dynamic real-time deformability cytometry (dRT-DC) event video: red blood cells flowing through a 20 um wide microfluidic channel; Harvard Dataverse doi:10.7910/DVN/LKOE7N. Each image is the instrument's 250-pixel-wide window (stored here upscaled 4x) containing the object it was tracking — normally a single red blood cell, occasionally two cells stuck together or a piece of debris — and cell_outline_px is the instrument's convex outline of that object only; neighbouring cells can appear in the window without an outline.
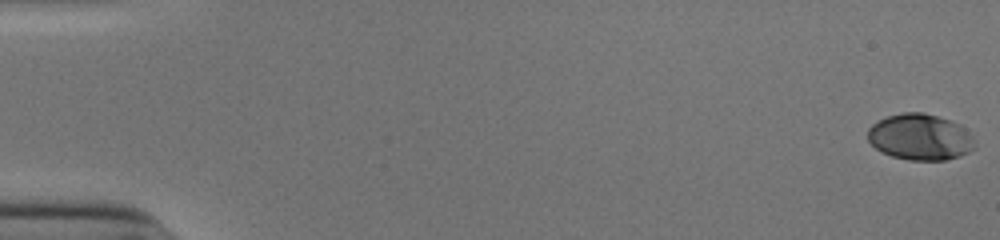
{"species": "human", "species_latin": "Homo sapiens", "temperature_condition": "cold", "stored_images_in_passage": 54, "camera_frame_rate_fps": 3000, "um_per_image_px": 0.085, "donor": {"sex": "male"}, "frame": {"image": 1, "passage_image": 1, "time_ms": 0.0, "image_size_px": [1000, 240], "cell_outline_px": [[976, 148], [960, 156], [944, 160], [912, 160], [892, 156], [876, 148], [868, 140], [868, 128], [872, 124], [888, 116], [900, 112], [924, 112], [952, 120], [960, 124], [972, 136]], "centroid_in_image_um": [78.23, 11.63], "position_along_channel_um": 6.8, "area_um2": 28.84}}
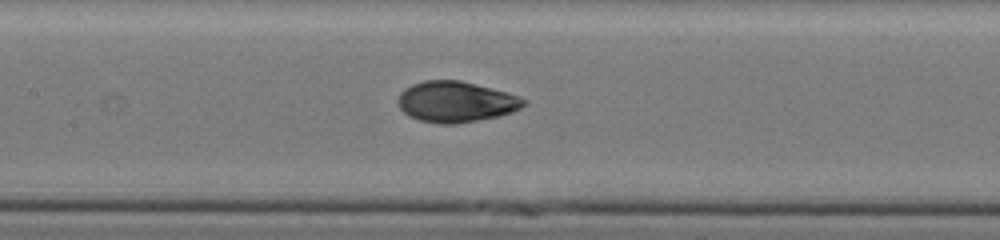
{"frame": {"image": 2, "passage_image": 27, "time_ms": 8.667, "image_size_px": [1000, 240], "cell_outline_px": [[528, 104], [512, 112], [500, 116], [456, 124], [440, 124], [420, 120], [408, 116], [400, 108], [396, 100], [400, 92], [404, 88], [412, 84], [424, 80], [460, 80], [508, 92], [520, 96], [528, 100]], "centroid_in_image_um": [38.76, 8.65], "position_along_channel_um": 168.6, "area_um2": 30.29}}
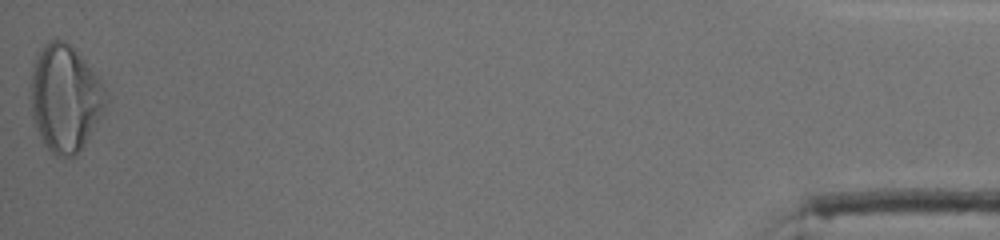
{"frame": {"image": 3, "passage_image": 54, "time_ms": 17.667, "image_size_px": [1000, 240], "cell_outline_px": [[104, 108], [84, 144], [72, 156], [56, 156], [44, 144], [36, 128], [32, 116], [32, 72], [36, 52], [44, 44], [52, 40], [64, 40], [72, 44], [100, 80], [104, 88]], "centroid_in_image_um": [5.49, 8.3], "position_along_channel_um": 429.7, "area_um2": 45.78}, "authors_computed_cell_mechanics": {"area_um2": 29.3913, "velocity_mm_per_s": 3.9013, "shape_relaxation_time_tau1_ms": 3.8066, "shape_relaxation_time_tau2_ms": 1.1859, "deformation_change_tau1": 0.1862, "deformation_change_tau2": 0.0417}}